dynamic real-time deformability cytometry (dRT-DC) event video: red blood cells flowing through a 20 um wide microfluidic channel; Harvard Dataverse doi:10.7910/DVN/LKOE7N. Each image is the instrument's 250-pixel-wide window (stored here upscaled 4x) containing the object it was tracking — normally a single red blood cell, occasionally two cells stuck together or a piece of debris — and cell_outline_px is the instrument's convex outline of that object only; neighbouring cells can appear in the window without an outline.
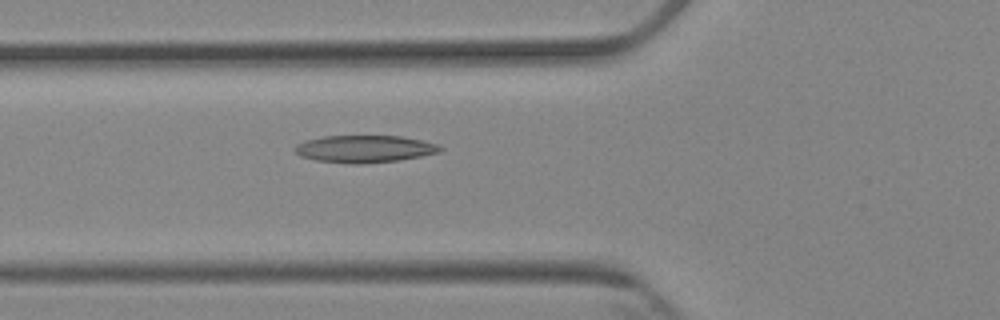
{"species": "Egyptian fruit bat (a non-hibernating species)", "species_latin": "Rousettus aegyptiacus", "temperature_condition": "cold", "stored_images_in_passage": 6, "camera_frame_rate_fps": 3000, "um_per_image_px": 0.085, "animal": {"sex": "female"}, "frame": {"image": 1, "passage_image": 6, "time_ms": 5.667, "image_size_px": [1000, 320], "cell_outline_px": [[444, 148], [440, 152], [400, 160], [364, 164], [348, 164], [316, 160], [300, 156], [292, 148], [296, 144], [304, 140], [324, 136], [400, 136], [440, 144]], "centroid_in_image_um": [30.97, 12.66], "position_along_channel_um": 94.8, "area_um2": 23.29}}